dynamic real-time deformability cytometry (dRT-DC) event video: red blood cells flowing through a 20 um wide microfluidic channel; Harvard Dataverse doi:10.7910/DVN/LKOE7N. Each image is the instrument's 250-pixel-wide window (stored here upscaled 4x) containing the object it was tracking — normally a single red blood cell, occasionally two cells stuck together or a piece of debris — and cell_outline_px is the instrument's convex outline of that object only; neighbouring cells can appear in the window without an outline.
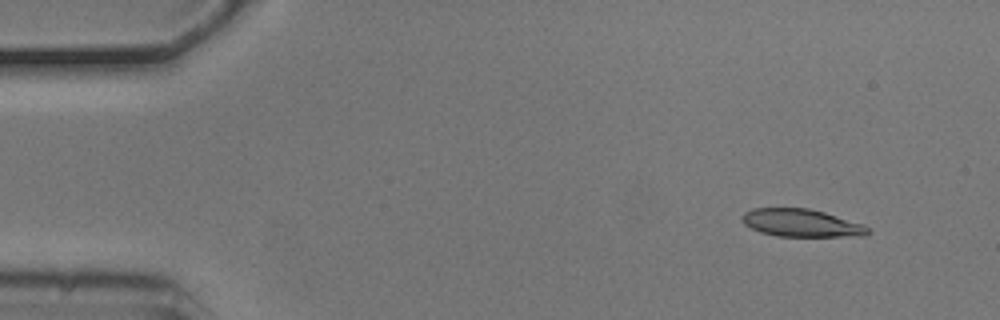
{"species": "common noctule bat (a hibernating species)", "species_latin": "Nyctalus noctula", "temperature_condition": "cold", "stored_images_in_passage": 4, "camera_frame_rate_fps": 3000, "um_per_image_px": 0.085, "animal": {"sex": "male", "body_mass_g": 20.5, "forearm_length_mm": 52.5}, "frame": {"image": 1, "passage_image": 1, "time_ms": 0.0, "image_size_px": [1000, 320], "cell_outline_px": [[872, 232], [864, 236], [776, 236], [760, 232], [744, 224], [740, 220], [744, 212], [752, 208], [808, 208], [824, 212], [864, 224], [872, 228]], "centroid_in_image_um": [68.15, 18.95], "position_along_channel_um": 16.9, "area_um2": 20.52}}
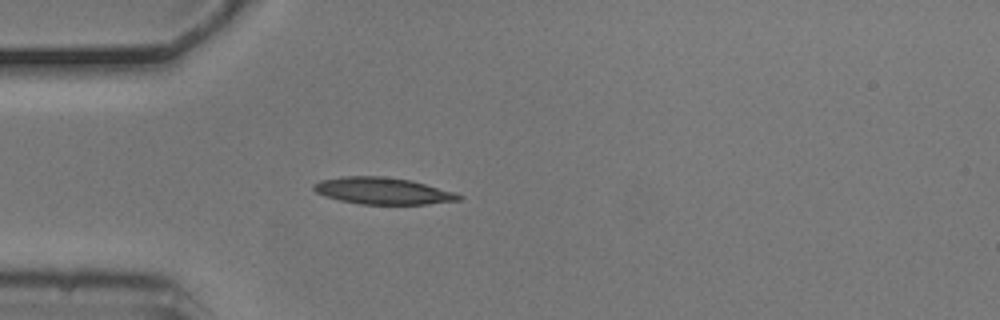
{"frame": {"image": 2, "passage_image": 4, "time_ms": 1.0, "image_size_px": [1000, 320], "cell_outline_px": [[464, 196], [460, 200], [428, 204], [360, 204], [340, 200], [316, 192], [312, 188], [312, 184], [320, 180], [344, 176], [384, 176], [412, 180], [456, 192]], "centroid_in_image_um": [32.57, 16.22], "position_along_channel_um": 52.4, "area_um2": 22.72}}